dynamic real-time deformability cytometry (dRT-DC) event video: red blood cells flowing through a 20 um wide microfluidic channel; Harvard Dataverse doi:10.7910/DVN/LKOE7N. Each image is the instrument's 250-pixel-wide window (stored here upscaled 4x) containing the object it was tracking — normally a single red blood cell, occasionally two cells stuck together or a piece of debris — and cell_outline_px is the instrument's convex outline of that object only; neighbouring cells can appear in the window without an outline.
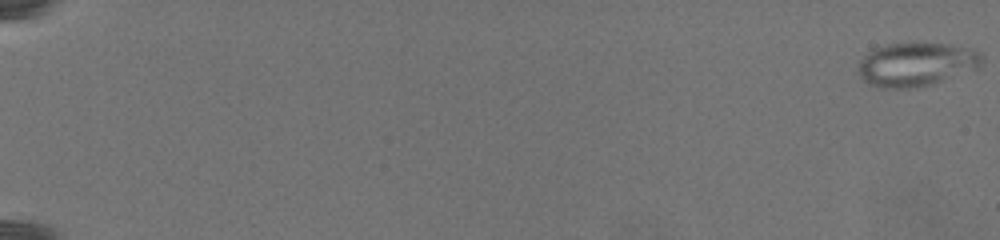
{"species": "common noctule bat (a hibernating species)", "species_latin": "Nyctalus noctula", "temperature_condition": "warm", "stored_images_in_passage": 47, "camera_frame_rate_fps": 3000, "um_per_image_px": 0.085, "animal": {"sex": "female", "body_mass_g": 19.5, "forearm_length_mm": 54.1}, "frame": {"image": 1, "passage_image": 1, "time_ms": 0.0, "image_size_px": [1000, 240], "cell_outline_px": [[984, 64], [980, 68], [932, 84], [908, 88], [876, 88], [860, 80], [860, 60], [872, 48], [888, 44], [948, 44], [972, 48], [980, 52], [984, 56]], "centroid_in_image_um": [77.92, 5.48], "position_along_channel_um": 7.1, "area_um2": 31.73}}
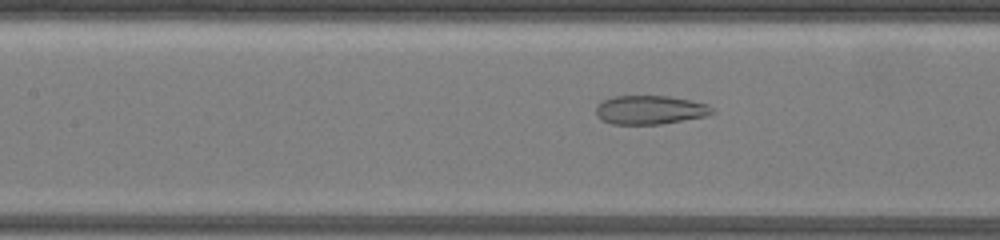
{"frame": {"image": 2, "passage_image": 41, "time_ms": 13.333, "image_size_px": [1000, 240], "cell_outline_px": [[716, 112], [708, 116], [660, 124], [612, 124], [600, 120], [596, 116], [596, 108], [604, 100], [612, 96], [668, 96], [708, 104]], "centroid_in_image_um": [55.26, 9.35], "position_along_channel_um": 152.1, "area_um2": 19.54}}
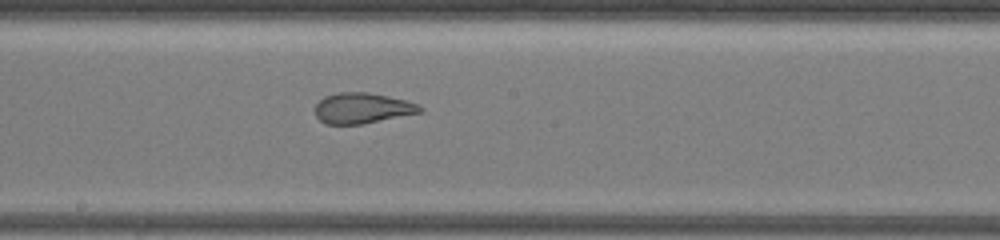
{"frame": {"image": 3, "passage_image": 46, "time_ms": 15.667, "image_size_px": [1000, 240], "cell_outline_px": [[424, 112], [364, 124], [324, 124], [316, 116], [316, 104], [324, 96], [336, 92], [368, 92], [408, 100], [420, 104], [424, 108]], "centroid_in_image_um": [30.85, 9.19], "position_along_channel_um": 217.3, "area_um2": 19.07}}